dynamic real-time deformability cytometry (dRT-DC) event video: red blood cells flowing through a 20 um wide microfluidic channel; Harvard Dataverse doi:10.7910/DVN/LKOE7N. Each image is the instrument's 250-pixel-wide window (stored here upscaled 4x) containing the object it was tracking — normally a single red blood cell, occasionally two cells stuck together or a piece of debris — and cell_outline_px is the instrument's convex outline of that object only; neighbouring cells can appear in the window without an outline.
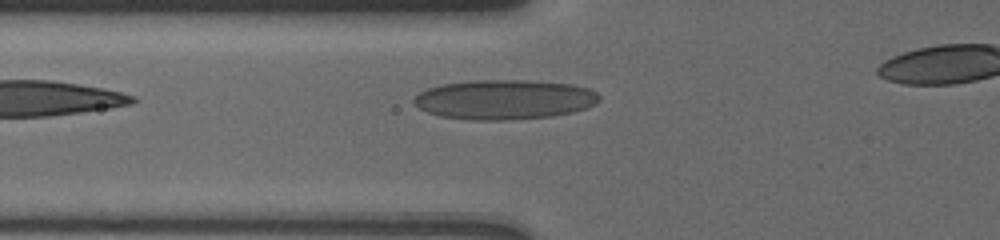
{"species": "human", "species_latin": "Homo sapiens", "temperature_condition": "cold", "stored_images_in_passage": 4, "camera_frame_rate_fps": 3000, "um_per_image_px": 0.085, "donor": {"sex": "male"}, "frame": {"image": 1, "passage_image": 4, "time_ms": 2.0, "image_size_px": [1000, 240], "cell_outline_px": [[600, 100], [596, 104], [572, 112], [552, 116], [508, 120], [468, 120], [440, 116], [428, 112], [420, 108], [412, 100], [420, 92], [428, 88], [440, 84], [476, 80], [524, 80], [572, 84], [588, 88], [596, 92], [600, 96]], "centroid_in_image_um": [42.88, 8.46], "position_along_channel_um": 82.9, "area_um2": 42.89}}